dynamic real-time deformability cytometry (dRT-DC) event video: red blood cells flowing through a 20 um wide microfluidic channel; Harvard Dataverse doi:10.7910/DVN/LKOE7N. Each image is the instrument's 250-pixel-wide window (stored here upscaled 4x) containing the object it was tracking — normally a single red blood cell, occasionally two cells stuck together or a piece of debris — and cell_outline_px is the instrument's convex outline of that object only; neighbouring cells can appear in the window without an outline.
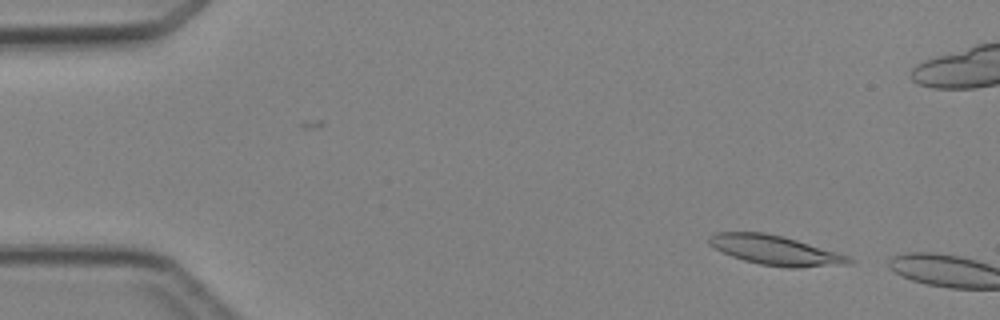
{"species": "Egyptian fruit bat (a non-hibernating species)", "species_latin": "Rousettus aegyptiacus", "temperature_condition": "cold", "stored_images_in_passage": 3, "camera_frame_rate_fps": 3000, "um_per_image_px": 0.085, "animal": {"sex": "female"}, "frame": {"image": 1, "passage_image": 3, "time_ms": 2.333, "image_size_px": [1000, 320], "cell_outline_px": [[856, 260], [852, 264], [796, 268], [788, 268], [760, 264], [744, 260], [732, 256], [708, 244], [708, 236], [716, 232], [764, 232], [796, 240], [848, 256]], "centroid_in_image_um": [65.91, 21.28], "position_along_channel_um": 19.1, "area_um2": 23.87}}